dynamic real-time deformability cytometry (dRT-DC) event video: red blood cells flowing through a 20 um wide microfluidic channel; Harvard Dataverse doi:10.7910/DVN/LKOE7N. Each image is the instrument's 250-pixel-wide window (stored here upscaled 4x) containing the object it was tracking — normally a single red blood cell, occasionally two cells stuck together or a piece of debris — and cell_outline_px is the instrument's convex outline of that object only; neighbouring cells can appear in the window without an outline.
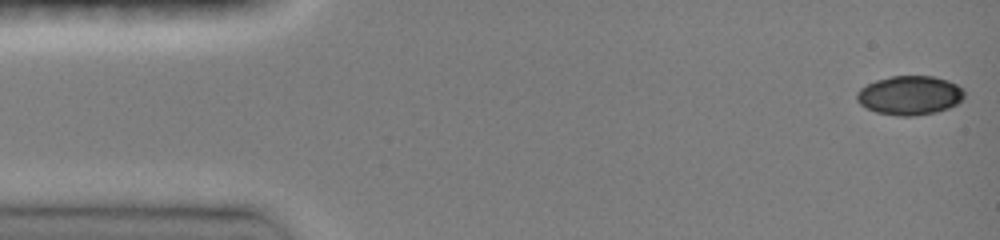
{"species": "common noctule bat (a hibernating species)", "species_latin": "Nyctalus noctula", "temperature_condition": "room temperature", "stored_images_in_passage": 46, "camera_frame_rate_fps": 3000, "um_per_image_px": 0.085, "animal": {"sex": "female", "body_mass_g": 19.0, "forearm_length_mm": 51.5}, "frame": {"image": 1, "passage_image": 1, "time_ms": 0.0, "image_size_px": [1000, 240], "cell_outline_px": [[964, 96], [956, 104], [948, 108], [936, 112], [912, 116], [900, 116], [876, 112], [860, 104], [856, 100], [856, 92], [860, 88], [876, 80], [892, 76], [932, 76], [948, 80], [964, 88]], "centroid_in_image_um": [77.32, 8.1], "position_along_channel_um": 7.7, "area_um2": 24.45}}
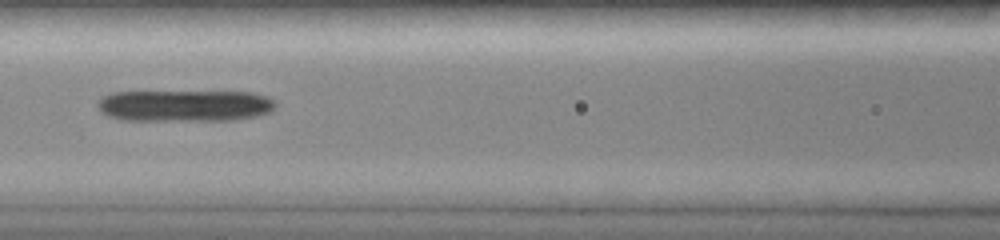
{"frame": {"image": 2, "passage_image": 20, "time_ms": 6.333, "image_size_px": [1000, 240], "cell_outline_px": [[276, 104], [268, 112], [256, 116], [236, 120], [120, 120], [108, 116], [100, 112], [96, 104], [96, 100], [100, 96], [112, 92], [252, 92], [268, 96], [276, 100]], "centroid_in_image_um": [15.64, 8.98], "position_along_channel_um": 151.0, "area_um2": 33.12}}
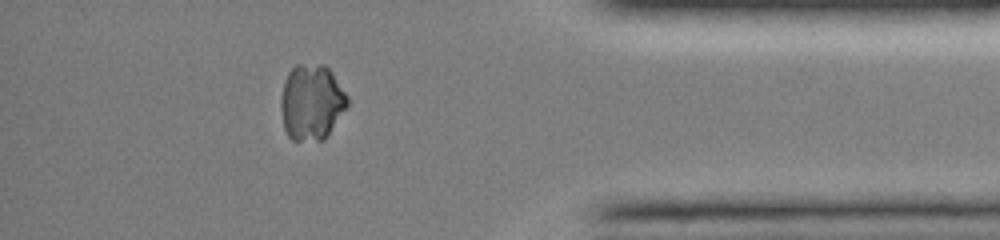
{"frame": {"image": 3, "passage_image": 40, "time_ms": 13.0, "image_size_px": [1000, 240], "cell_outline_px": [[348, 104], [328, 136], [324, 140], [292, 140], [288, 136], [284, 128], [280, 108], [280, 100], [284, 80], [288, 72], [296, 64], [324, 64], [332, 72], [348, 96]], "centroid_in_image_um": [26.47, 8.68], "position_along_channel_um": 408.7, "area_um2": 29.59}}